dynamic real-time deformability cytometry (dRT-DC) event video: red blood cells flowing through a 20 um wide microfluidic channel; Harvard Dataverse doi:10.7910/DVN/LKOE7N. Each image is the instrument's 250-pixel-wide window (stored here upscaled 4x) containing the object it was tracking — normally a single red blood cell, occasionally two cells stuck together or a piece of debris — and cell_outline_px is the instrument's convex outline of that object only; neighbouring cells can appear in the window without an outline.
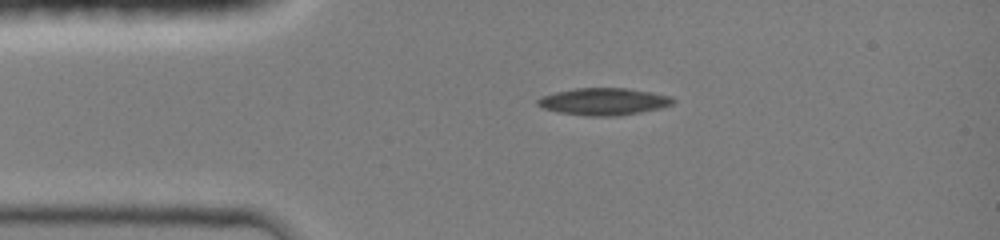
{"species": "common noctule bat (a hibernating species)", "species_latin": "Nyctalus noctula", "temperature_condition": "room temperature", "stored_images_in_passage": 20, "camera_frame_rate_fps": 3000, "um_per_image_px": 0.085, "animal": {"sex": "female", "body_mass_g": 19.0, "forearm_length_mm": 51.5}, "frame": {"image": 1, "passage_image": 1, "time_ms": 0.0, "image_size_px": [1000, 240], "cell_outline_px": [[676, 100], [672, 104], [660, 108], [620, 116], [584, 116], [560, 112], [544, 108], [536, 104], [536, 100], [544, 96], [556, 92], [576, 88], [628, 88], [652, 92], [672, 96]], "centroid_in_image_um": [51.35, 8.63], "position_along_channel_um": 33.6, "area_um2": 21.39}}
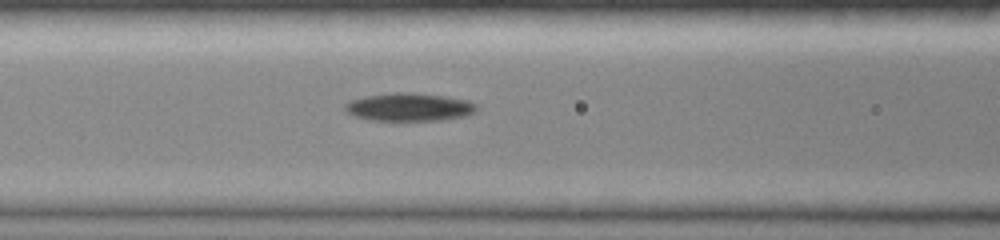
{"frame": {"image": 2, "passage_image": 14, "time_ms": 3.0, "image_size_px": [1000, 240], "cell_outline_px": [[476, 112], [468, 116], [440, 120], [368, 120], [356, 116], [348, 112], [344, 108], [344, 104], [348, 100], [364, 96], [392, 92], [404, 92], [444, 96], [468, 100], [476, 104]], "centroid_in_image_um": [34.77, 9.1], "position_along_channel_um": 131.8, "area_um2": 21.56}}
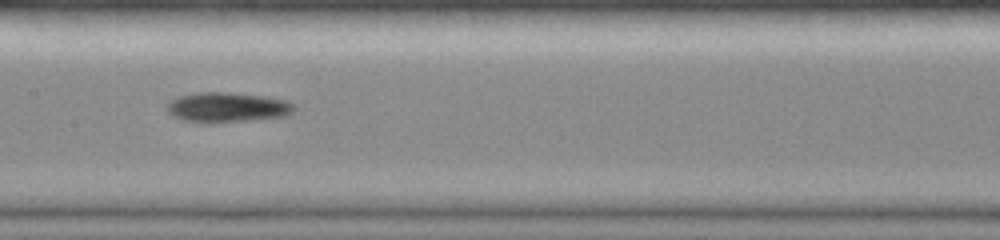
{"frame": {"image": 3, "passage_image": 19, "time_ms": 4.333, "image_size_px": [1000, 240], "cell_outline_px": [[296, 108], [292, 112], [284, 116], [208, 124], [204, 124], [184, 120], [172, 116], [168, 112], [168, 104], [176, 96], [196, 92], [228, 92], [264, 96], [288, 100], [296, 104]], "centroid_in_image_um": [19.31, 9.12], "position_along_channel_um": 188.1, "area_um2": 22.43}}